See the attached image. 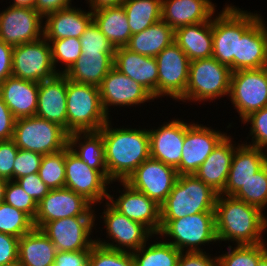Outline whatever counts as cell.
<instances>
[{
    "mask_svg": "<svg viewBox=\"0 0 267 266\" xmlns=\"http://www.w3.org/2000/svg\"><path fill=\"white\" fill-rule=\"evenodd\" d=\"M108 121L99 132L103 136L107 180L125 182L148 158L150 139L148 130L111 128Z\"/></svg>",
    "mask_w": 267,
    "mask_h": 266,
    "instance_id": "obj_1",
    "label": "cell"
},
{
    "mask_svg": "<svg viewBox=\"0 0 267 266\" xmlns=\"http://www.w3.org/2000/svg\"><path fill=\"white\" fill-rule=\"evenodd\" d=\"M217 241H235L236 245L266 243L262 233L267 218L261 209L233 196L218 194L215 206Z\"/></svg>",
    "mask_w": 267,
    "mask_h": 266,
    "instance_id": "obj_2",
    "label": "cell"
},
{
    "mask_svg": "<svg viewBox=\"0 0 267 266\" xmlns=\"http://www.w3.org/2000/svg\"><path fill=\"white\" fill-rule=\"evenodd\" d=\"M218 193L194 174L178 175L161 205L160 221H171L201 212H215Z\"/></svg>",
    "mask_w": 267,
    "mask_h": 266,
    "instance_id": "obj_3",
    "label": "cell"
},
{
    "mask_svg": "<svg viewBox=\"0 0 267 266\" xmlns=\"http://www.w3.org/2000/svg\"><path fill=\"white\" fill-rule=\"evenodd\" d=\"M67 132L99 131L109 120L99 87L77 83L67 78Z\"/></svg>",
    "mask_w": 267,
    "mask_h": 266,
    "instance_id": "obj_4",
    "label": "cell"
},
{
    "mask_svg": "<svg viewBox=\"0 0 267 266\" xmlns=\"http://www.w3.org/2000/svg\"><path fill=\"white\" fill-rule=\"evenodd\" d=\"M260 17L257 13L243 11L226 5L212 20V57L237 71L238 38Z\"/></svg>",
    "mask_w": 267,
    "mask_h": 266,
    "instance_id": "obj_5",
    "label": "cell"
},
{
    "mask_svg": "<svg viewBox=\"0 0 267 266\" xmlns=\"http://www.w3.org/2000/svg\"><path fill=\"white\" fill-rule=\"evenodd\" d=\"M232 70L215 58L190 61L188 82L180 101H210L229 96Z\"/></svg>",
    "mask_w": 267,
    "mask_h": 266,
    "instance_id": "obj_6",
    "label": "cell"
},
{
    "mask_svg": "<svg viewBox=\"0 0 267 266\" xmlns=\"http://www.w3.org/2000/svg\"><path fill=\"white\" fill-rule=\"evenodd\" d=\"M68 135L60 125L34 115L16 119L12 140L20 149L47 155L65 149Z\"/></svg>",
    "mask_w": 267,
    "mask_h": 266,
    "instance_id": "obj_7",
    "label": "cell"
},
{
    "mask_svg": "<svg viewBox=\"0 0 267 266\" xmlns=\"http://www.w3.org/2000/svg\"><path fill=\"white\" fill-rule=\"evenodd\" d=\"M157 235L173 238L169 241L181 252H203L199 245L217 242L215 212H201L171 221H160ZM205 243V244H204Z\"/></svg>",
    "mask_w": 267,
    "mask_h": 266,
    "instance_id": "obj_8",
    "label": "cell"
},
{
    "mask_svg": "<svg viewBox=\"0 0 267 266\" xmlns=\"http://www.w3.org/2000/svg\"><path fill=\"white\" fill-rule=\"evenodd\" d=\"M229 96L242 121L267 107V67L232 72Z\"/></svg>",
    "mask_w": 267,
    "mask_h": 266,
    "instance_id": "obj_9",
    "label": "cell"
},
{
    "mask_svg": "<svg viewBox=\"0 0 267 266\" xmlns=\"http://www.w3.org/2000/svg\"><path fill=\"white\" fill-rule=\"evenodd\" d=\"M50 45L43 36L36 41L14 46L12 76L40 83L60 74L53 65Z\"/></svg>",
    "mask_w": 267,
    "mask_h": 266,
    "instance_id": "obj_10",
    "label": "cell"
},
{
    "mask_svg": "<svg viewBox=\"0 0 267 266\" xmlns=\"http://www.w3.org/2000/svg\"><path fill=\"white\" fill-rule=\"evenodd\" d=\"M92 205L84 196L66 187L51 189L37 204L34 228L40 229L47 222L63 218L95 217Z\"/></svg>",
    "mask_w": 267,
    "mask_h": 266,
    "instance_id": "obj_11",
    "label": "cell"
},
{
    "mask_svg": "<svg viewBox=\"0 0 267 266\" xmlns=\"http://www.w3.org/2000/svg\"><path fill=\"white\" fill-rule=\"evenodd\" d=\"M177 177L176 168L150 157L127 178L125 183L161 206L170 194Z\"/></svg>",
    "mask_w": 267,
    "mask_h": 266,
    "instance_id": "obj_12",
    "label": "cell"
},
{
    "mask_svg": "<svg viewBox=\"0 0 267 266\" xmlns=\"http://www.w3.org/2000/svg\"><path fill=\"white\" fill-rule=\"evenodd\" d=\"M94 221L95 217H69L47 222L40 230L51 240L57 251H90L96 244V239L89 237Z\"/></svg>",
    "mask_w": 267,
    "mask_h": 266,
    "instance_id": "obj_13",
    "label": "cell"
},
{
    "mask_svg": "<svg viewBox=\"0 0 267 266\" xmlns=\"http://www.w3.org/2000/svg\"><path fill=\"white\" fill-rule=\"evenodd\" d=\"M155 59L158 65V97L167 95L180 100L184 96L188 82V56L172 42Z\"/></svg>",
    "mask_w": 267,
    "mask_h": 266,
    "instance_id": "obj_14",
    "label": "cell"
},
{
    "mask_svg": "<svg viewBox=\"0 0 267 266\" xmlns=\"http://www.w3.org/2000/svg\"><path fill=\"white\" fill-rule=\"evenodd\" d=\"M105 206L106 209L103 212L104 217L101 218H104L106 232L109 238L114 241L113 243H107L106 241L103 242L97 239L96 244L109 249L132 253L145 245L148 238L152 237L153 233L143 224L121 214L108 202H106Z\"/></svg>",
    "mask_w": 267,
    "mask_h": 266,
    "instance_id": "obj_15",
    "label": "cell"
},
{
    "mask_svg": "<svg viewBox=\"0 0 267 266\" xmlns=\"http://www.w3.org/2000/svg\"><path fill=\"white\" fill-rule=\"evenodd\" d=\"M43 17L34 7L9 6L0 13V40L12 46L43 37Z\"/></svg>",
    "mask_w": 267,
    "mask_h": 266,
    "instance_id": "obj_16",
    "label": "cell"
},
{
    "mask_svg": "<svg viewBox=\"0 0 267 266\" xmlns=\"http://www.w3.org/2000/svg\"><path fill=\"white\" fill-rule=\"evenodd\" d=\"M65 187L84 196L93 205L102 202L110 183L98 170L89 167L67 146L65 148Z\"/></svg>",
    "mask_w": 267,
    "mask_h": 266,
    "instance_id": "obj_17",
    "label": "cell"
},
{
    "mask_svg": "<svg viewBox=\"0 0 267 266\" xmlns=\"http://www.w3.org/2000/svg\"><path fill=\"white\" fill-rule=\"evenodd\" d=\"M202 124H187L178 175L194 174L227 135Z\"/></svg>",
    "mask_w": 267,
    "mask_h": 266,
    "instance_id": "obj_18",
    "label": "cell"
},
{
    "mask_svg": "<svg viewBox=\"0 0 267 266\" xmlns=\"http://www.w3.org/2000/svg\"><path fill=\"white\" fill-rule=\"evenodd\" d=\"M101 103L108 115L109 106L140 105L154 100L153 95L140 83L135 82L113 67L102 80L99 86Z\"/></svg>",
    "mask_w": 267,
    "mask_h": 266,
    "instance_id": "obj_19",
    "label": "cell"
},
{
    "mask_svg": "<svg viewBox=\"0 0 267 266\" xmlns=\"http://www.w3.org/2000/svg\"><path fill=\"white\" fill-rule=\"evenodd\" d=\"M124 190L123 194L113 200V196L108 194L107 201L114 209L129 219L146 226L153 234L160 231L161 206L147 195L134 190L127 183L121 182Z\"/></svg>",
    "mask_w": 267,
    "mask_h": 266,
    "instance_id": "obj_20",
    "label": "cell"
},
{
    "mask_svg": "<svg viewBox=\"0 0 267 266\" xmlns=\"http://www.w3.org/2000/svg\"><path fill=\"white\" fill-rule=\"evenodd\" d=\"M158 129H149L150 157L177 168L180 165L186 122L173 120Z\"/></svg>",
    "mask_w": 267,
    "mask_h": 266,
    "instance_id": "obj_21",
    "label": "cell"
},
{
    "mask_svg": "<svg viewBox=\"0 0 267 266\" xmlns=\"http://www.w3.org/2000/svg\"><path fill=\"white\" fill-rule=\"evenodd\" d=\"M114 67L145 87L158 98V65L155 57H147L126 47L115 48Z\"/></svg>",
    "mask_w": 267,
    "mask_h": 266,
    "instance_id": "obj_22",
    "label": "cell"
},
{
    "mask_svg": "<svg viewBox=\"0 0 267 266\" xmlns=\"http://www.w3.org/2000/svg\"><path fill=\"white\" fill-rule=\"evenodd\" d=\"M67 77L57 74L39 83L36 116L54 122L67 131Z\"/></svg>",
    "mask_w": 267,
    "mask_h": 266,
    "instance_id": "obj_23",
    "label": "cell"
},
{
    "mask_svg": "<svg viewBox=\"0 0 267 266\" xmlns=\"http://www.w3.org/2000/svg\"><path fill=\"white\" fill-rule=\"evenodd\" d=\"M239 145V146H238ZM232 157L225 188L221 194L233 196L266 163L267 153L263 149L238 144Z\"/></svg>",
    "mask_w": 267,
    "mask_h": 266,
    "instance_id": "obj_24",
    "label": "cell"
},
{
    "mask_svg": "<svg viewBox=\"0 0 267 266\" xmlns=\"http://www.w3.org/2000/svg\"><path fill=\"white\" fill-rule=\"evenodd\" d=\"M39 83L7 77L0 84V97L16 119L36 115Z\"/></svg>",
    "mask_w": 267,
    "mask_h": 266,
    "instance_id": "obj_25",
    "label": "cell"
},
{
    "mask_svg": "<svg viewBox=\"0 0 267 266\" xmlns=\"http://www.w3.org/2000/svg\"><path fill=\"white\" fill-rule=\"evenodd\" d=\"M43 36L47 41L62 38H80L93 21L92 10L84 12L80 8L68 7L44 16Z\"/></svg>",
    "mask_w": 267,
    "mask_h": 266,
    "instance_id": "obj_26",
    "label": "cell"
},
{
    "mask_svg": "<svg viewBox=\"0 0 267 266\" xmlns=\"http://www.w3.org/2000/svg\"><path fill=\"white\" fill-rule=\"evenodd\" d=\"M214 13L215 6L210 0H162V20L174 31L210 21Z\"/></svg>",
    "mask_w": 267,
    "mask_h": 266,
    "instance_id": "obj_27",
    "label": "cell"
},
{
    "mask_svg": "<svg viewBox=\"0 0 267 266\" xmlns=\"http://www.w3.org/2000/svg\"><path fill=\"white\" fill-rule=\"evenodd\" d=\"M267 67V27L261 16L238 38L237 71Z\"/></svg>",
    "mask_w": 267,
    "mask_h": 266,
    "instance_id": "obj_28",
    "label": "cell"
},
{
    "mask_svg": "<svg viewBox=\"0 0 267 266\" xmlns=\"http://www.w3.org/2000/svg\"><path fill=\"white\" fill-rule=\"evenodd\" d=\"M231 136H225L194 173L201 181L210 186L218 194L225 188L232 157L235 152Z\"/></svg>",
    "mask_w": 267,
    "mask_h": 266,
    "instance_id": "obj_29",
    "label": "cell"
},
{
    "mask_svg": "<svg viewBox=\"0 0 267 266\" xmlns=\"http://www.w3.org/2000/svg\"><path fill=\"white\" fill-rule=\"evenodd\" d=\"M174 42L185 52L190 61L212 57V19L187 25L174 31Z\"/></svg>",
    "mask_w": 267,
    "mask_h": 266,
    "instance_id": "obj_30",
    "label": "cell"
},
{
    "mask_svg": "<svg viewBox=\"0 0 267 266\" xmlns=\"http://www.w3.org/2000/svg\"><path fill=\"white\" fill-rule=\"evenodd\" d=\"M115 53H82L64 75L77 83L99 87L114 67Z\"/></svg>",
    "mask_w": 267,
    "mask_h": 266,
    "instance_id": "obj_31",
    "label": "cell"
},
{
    "mask_svg": "<svg viewBox=\"0 0 267 266\" xmlns=\"http://www.w3.org/2000/svg\"><path fill=\"white\" fill-rule=\"evenodd\" d=\"M56 247L38 228L19 238L18 262L22 266H54Z\"/></svg>",
    "mask_w": 267,
    "mask_h": 266,
    "instance_id": "obj_32",
    "label": "cell"
},
{
    "mask_svg": "<svg viewBox=\"0 0 267 266\" xmlns=\"http://www.w3.org/2000/svg\"><path fill=\"white\" fill-rule=\"evenodd\" d=\"M82 139L84 142H80ZM68 146L79 159L89 167L98 170L107 179L105 147L103 136L99 131L69 133Z\"/></svg>",
    "mask_w": 267,
    "mask_h": 266,
    "instance_id": "obj_33",
    "label": "cell"
},
{
    "mask_svg": "<svg viewBox=\"0 0 267 266\" xmlns=\"http://www.w3.org/2000/svg\"><path fill=\"white\" fill-rule=\"evenodd\" d=\"M93 21L114 48L125 47L131 35L124 7H103L92 11Z\"/></svg>",
    "mask_w": 267,
    "mask_h": 266,
    "instance_id": "obj_34",
    "label": "cell"
},
{
    "mask_svg": "<svg viewBox=\"0 0 267 266\" xmlns=\"http://www.w3.org/2000/svg\"><path fill=\"white\" fill-rule=\"evenodd\" d=\"M172 42H174V30L165 21L160 20L133 34L125 47L143 56L156 57Z\"/></svg>",
    "mask_w": 267,
    "mask_h": 266,
    "instance_id": "obj_35",
    "label": "cell"
},
{
    "mask_svg": "<svg viewBox=\"0 0 267 266\" xmlns=\"http://www.w3.org/2000/svg\"><path fill=\"white\" fill-rule=\"evenodd\" d=\"M131 35L162 20V0H125L122 4Z\"/></svg>",
    "mask_w": 267,
    "mask_h": 266,
    "instance_id": "obj_36",
    "label": "cell"
},
{
    "mask_svg": "<svg viewBox=\"0 0 267 266\" xmlns=\"http://www.w3.org/2000/svg\"><path fill=\"white\" fill-rule=\"evenodd\" d=\"M181 251L168 242L146 244L132 252L135 266H177Z\"/></svg>",
    "mask_w": 267,
    "mask_h": 266,
    "instance_id": "obj_37",
    "label": "cell"
},
{
    "mask_svg": "<svg viewBox=\"0 0 267 266\" xmlns=\"http://www.w3.org/2000/svg\"><path fill=\"white\" fill-rule=\"evenodd\" d=\"M233 197L263 211L267 205V163Z\"/></svg>",
    "mask_w": 267,
    "mask_h": 266,
    "instance_id": "obj_38",
    "label": "cell"
},
{
    "mask_svg": "<svg viewBox=\"0 0 267 266\" xmlns=\"http://www.w3.org/2000/svg\"><path fill=\"white\" fill-rule=\"evenodd\" d=\"M267 244L237 245L217 257V266H256L258 260L267 252Z\"/></svg>",
    "mask_w": 267,
    "mask_h": 266,
    "instance_id": "obj_39",
    "label": "cell"
},
{
    "mask_svg": "<svg viewBox=\"0 0 267 266\" xmlns=\"http://www.w3.org/2000/svg\"><path fill=\"white\" fill-rule=\"evenodd\" d=\"M34 228L33 220L6 202L0 204V232L21 238Z\"/></svg>",
    "mask_w": 267,
    "mask_h": 266,
    "instance_id": "obj_40",
    "label": "cell"
},
{
    "mask_svg": "<svg viewBox=\"0 0 267 266\" xmlns=\"http://www.w3.org/2000/svg\"><path fill=\"white\" fill-rule=\"evenodd\" d=\"M65 149L43 155L38 174L49 189L65 187Z\"/></svg>",
    "mask_w": 267,
    "mask_h": 266,
    "instance_id": "obj_41",
    "label": "cell"
},
{
    "mask_svg": "<svg viewBox=\"0 0 267 266\" xmlns=\"http://www.w3.org/2000/svg\"><path fill=\"white\" fill-rule=\"evenodd\" d=\"M48 42L52 44L50 47L54 67L56 68L58 61L65 64V69L60 74L66 73L82 54L80 38H62Z\"/></svg>",
    "mask_w": 267,
    "mask_h": 266,
    "instance_id": "obj_42",
    "label": "cell"
},
{
    "mask_svg": "<svg viewBox=\"0 0 267 266\" xmlns=\"http://www.w3.org/2000/svg\"><path fill=\"white\" fill-rule=\"evenodd\" d=\"M88 266H135L132 253L95 244L88 256Z\"/></svg>",
    "mask_w": 267,
    "mask_h": 266,
    "instance_id": "obj_43",
    "label": "cell"
},
{
    "mask_svg": "<svg viewBox=\"0 0 267 266\" xmlns=\"http://www.w3.org/2000/svg\"><path fill=\"white\" fill-rule=\"evenodd\" d=\"M82 53H115L114 46L92 21L80 37Z\"/></svg>",
    "mask_w": 267,
    "mask_h": 266,
    "instance_id": "obj_44",
    "label": "cell"
},
{
    "mask_svg": "<svg viewBox=\"0 0 267 266\" xmlns=\"http://www.w3.org/2000/svg\"><path fill=\"white\" fill-rule=\"evenodd\" d=\"M4 202L23 211L34 220L37 213V203L17 184L16 181L8 180L5 188Z\"/></svg>",
    "mask_w": 267,
    "mask_h": 266,
    "instance_id": "obj_45",
    "label": "cell"
},
{
    "mask_svg": "<svg viewBox=\"0 0 267 266\" xmlns=\"http://www.w3.org/2000/svg\"><path fill=\"white\" fill-rule=\"evenodd\" d=\"M42 158L43 155L40 153L19 148L13 166V181L33 173H38Z\"/></svg>",
    "mask_w": 267,
    "mask_h": 266,
    "instance_id": "obj_46",
    "label": "cell"
},
{
    "mask_svg": "<svg viewBox=\"0 0 267 266\" xmlns=\"http://www.w3.org/2000/svg\"><path fill=\"white\" fill-rule=\"evenodd\" d=\"M251 123L250 136H252L253 147L263 149L267 147V107H264L254 113H251L243 121Z\"/></svg>",
    "mask_w": 267,
    "mask_h": 266,
    "instance_id": "obj_47",
    "label": "cell"
},
{
    "mask_svg": "<svg viewBox=\"0 0 267 266\" xmlns=\"http://www.w3.org/2000/svg\"><path fill=\"white\" fill-rule=\"evenodd\" d=\"M18 149L12 139L0 141V178L13 180V166Z\"/></svg>",
    "mask_w": 267,
    "mask_h": 266,
    "instance_id": "obj_48",
    "label": "cell"
},
{
    "mask_svg": "<svg viewBox=\"0 0 267 266\" xmlns=\"http://www.w3.org/2000/svg\"><path fill=\"white\" fill-rule=\"evenodd\" d=\"M17 184L38 204L50 191L38 173H33L15 180Z\"/></svg>",
    "mask_w": 267,
    "mask_h": 266,
    "instance_id": "obj_49",
    "label": "cell"
},
{
    "mask_svg": "<svg viewBox=\"0 0 267 266\" xmlns=\"http://www.w3.org/2000/svg\"><path fill=\"white\" fill-rule=\"evenodd\" d=\"M18 242V237L0 232V266L18 262Z\"/></svg>",
    "mask_w": 267,
    "mask_h": 266,
    "instance_id": "obj_50",
    "label": "cell"
},
{
    "mask_svg": "<svg viewBox=\"0 0 267 266\" xmlns=\"http://www.w3.org/2000/svg\"><path fill=\"white\" fill-rule=\"evenodd\" d=\"M90 251H57L54 266H88Z\"/></svg>",
    "mask_w": 267,
    "mask_h": 266,
    "instance_id": "obj_51",
    "label": "cell"
},
{
    "mask_svg": "<svg viewBox=\"0 0 267 266\" xmlns=\"http://www.w3.org/2000/svg\"><path fill=\"white\" fill-rule=\"evenodd\" d=\"M177 266H217V257L211 258L206 252H181Z\"/></svg>",
    "mask_w": 267,
    "mask_h": 266,
    "instance_id": "obj_52",
    "label": "cell"
},
{
    "mask_svg": "<svg viewBox=\"0 0 267 266\" xmlns=\"http://www.w3.org/2000/svg\"><path fill=\"white\" fill-rule=\"evenodd\" d=\"M15 122L16 118L0 97V141L12 139Z\"/></svg>",
    "mask_w": 267,
    "mask_h": 266,
    "instance_id": "obj_53",
    "label": "cell"
},
{
    "mask_svg": "<svg viewBox=\"0 0 267 266\" xmlns=\"http://www.w3.org/2000/svg\"><path fill=\"white\" fill-rule=\"evenodd\" d=\"M14 46L0 40V84L12 76V54Z\"/></svg>",
    "mask_w": 267,
    "mask_h": 266,
    "instance_id": "obj_54",
    "label": "cell"
},
{
    "mask_svg": "<svg viewBox=\"0 0 267 266\" xmlns=\"http://www.w3.org/2000/svg\"><path fill=\"white\" fill-rule=\"evenodd\" d=\"M71 0H36L34 8L44 18L45 15L71 7Z\"/></svg>",
    "mask_w": 267,
    "mask_h": 266,
    "instance_id": "obj_55",
    "label": "cell"
},
{
    "mask_svg": "<svg viewBox=\"0 0 267 266\" xmlns=\"http://www.w3.org/2000/svg\"><path fill=\"white\" fill-rule=\"evenodd\" d=\"M91 10H97L103 7L121 6L125 0H87Z\"/></svg>",
    "mask_w": 267,
    "mask_h": 266,
    "instance_id": "obj_56",
    "label": "cell"
},
{
    "mask_svg": "<svg viewBox=\"0 0 267 266\" xmlns=\"http://www.w3.org/2000/svg\"><path fill=\"white\" fill-rule=\"evenodd\" d=\"M36 0H14L12 6H27L34 7Z\"/></svg>",
    "mask_w": 267,
    "mask_h": 266,
    "instance_id": "obj_57",
    "label": "cell"
},
{
    "mask_svg": "<svg viewBox=\"0 0 267 266\" xmlns=\"http://www.w3.org/2000/svg\"><path fill=\"white\" fill-rule=\"evenodd\" d=\"M8 180L4 178H0V204L4 202L5 188Z\"/></svg>",
    "mask_w": 267,
    "mask_h": 266,
    "instance_id": "obj_58",
    "label": "cell"
},
{
    "mask_svg": "<svg viewBox=\"0 0 267 266\" xmlns=\"http://www.w3.org/2000/svg\"><path fill=\"white\" fill-rule=\"evenodd\" d=\"M256 266H267V252L258 260Z\"/></svg>",
    "mask_w": 267,
    "mask_h": 266,
    "instance_id": "obj_59",
    "label": "cell"
},
{
    "mask_svg": "<svg viewBox=\"0 0 267 266\" xmlns=\"http://www.w3.org/2000/svg\"><path fill=\"white\" fill-rule=\"evenodd\" d=\"M6 266H22L19 262H16L14 264H11V265H6Z\"/></svg>",
    "mask_w": 267,
    "mask_h": 266,
    "instance_id": "obj_60",
    "label": "cell"
}]
</instances>
